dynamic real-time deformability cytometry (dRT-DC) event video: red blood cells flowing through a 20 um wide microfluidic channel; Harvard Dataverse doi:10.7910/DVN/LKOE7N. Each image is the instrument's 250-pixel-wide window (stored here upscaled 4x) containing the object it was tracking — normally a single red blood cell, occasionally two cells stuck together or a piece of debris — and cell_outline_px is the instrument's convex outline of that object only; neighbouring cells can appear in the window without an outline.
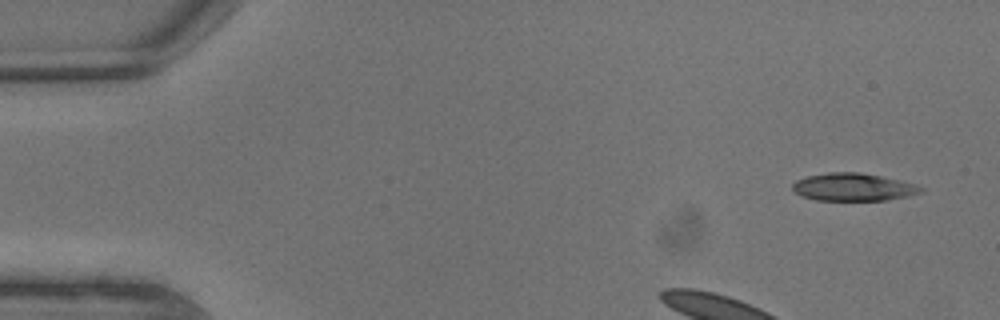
{"species": "common noctule bat (a hibernating species)", "species_latin": "Nyctalus noctula", "temperature_condition": "warm", "stored_images_in_passage": 9, "camera_frame_rate_fps": 3000, "um_per_image_px": 0.085, "animal": {"sex": "male", "body_mass_g": 13.3}, "frame": {"image": 1, "passage_image": 1, "time_ms": 0.0, "image_size_px": [1000, 320], "cell_outline_px": [[924, 192], [908, 196], [888, 200], [816, 200], [800, 196], [792, 188], [792, 184], [796, 180], [808, 176], [828, 172], [860, 172], [900, 180], [924, 188]], "centroid_in_image_um": [72.52, 15.9], "position_along_channel_um": 12.5, "area_um2": 20.69}}
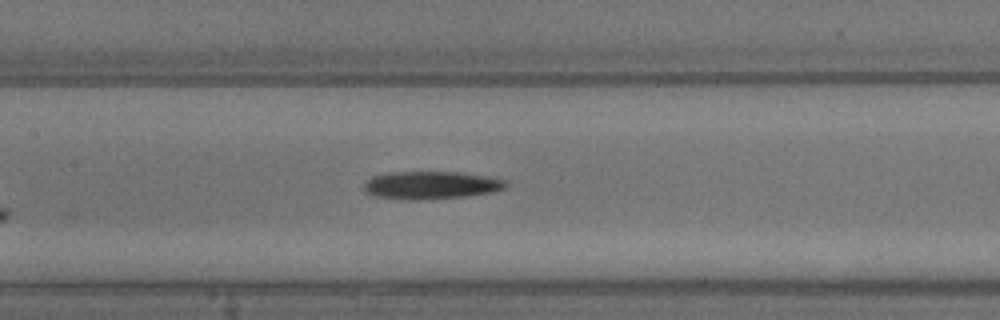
{"frame": {"image": 2, "passage_image": 9, "time_ms": 2.667, "image_size_px": [1000, 320], "cell_outline_px": [[508, 184], [504, 188], [492, 192], [468, 196], [412, 200], [372, 196], [364, 192], [364, 184], [372, 176], [388, 172], [460, 172], [496, 176], [508, 180]], "centroid_in_image_um": [36.69, 15.72], "position_along_channel_um": 170.7, "area_um2": 23.35}}